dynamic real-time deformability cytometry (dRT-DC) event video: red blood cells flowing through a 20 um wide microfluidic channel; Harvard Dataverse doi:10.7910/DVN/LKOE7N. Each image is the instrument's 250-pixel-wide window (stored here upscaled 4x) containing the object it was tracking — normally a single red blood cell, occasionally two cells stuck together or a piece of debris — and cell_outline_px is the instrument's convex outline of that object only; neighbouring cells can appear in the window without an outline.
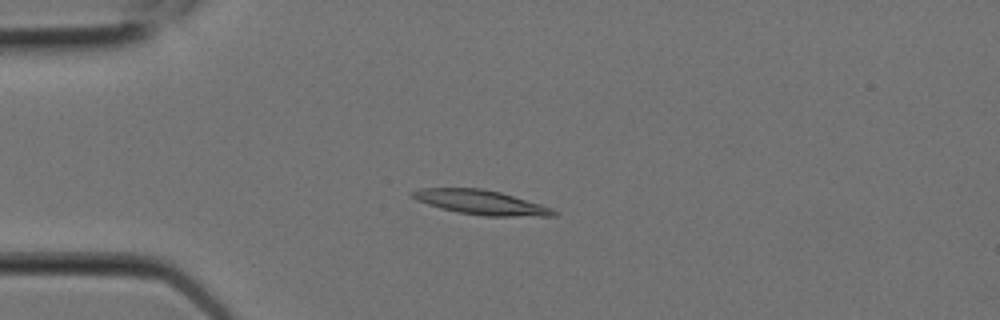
{"species": "Egyptian fruit bat (a non-hibernating species)", "species_latin": "Rousettus aegyptiacus", "temperature_condition": "room temperature", "stored_images_in_passage": 6, "camera_frame_rate_fps": 3000, "um_per_image_px": 0.085, "animal": {"sex": "female"}, "frame": {"image": 1, "passage_image": 4, "time_ms": 1.0, "image_size_px": [1000, 320], "cell_outline_px": [[560, 212], [556, 216], [484, 216], [456, 212], [440, 208], [416, 200], [408, 192], [420, 188], [484, 188], [500, 192], [540, 204], [552, 208]], "centroid_in_image_um": [40.88, 17.2], "position_along_channel_um": 44.1, "area_um2": 20.23}}
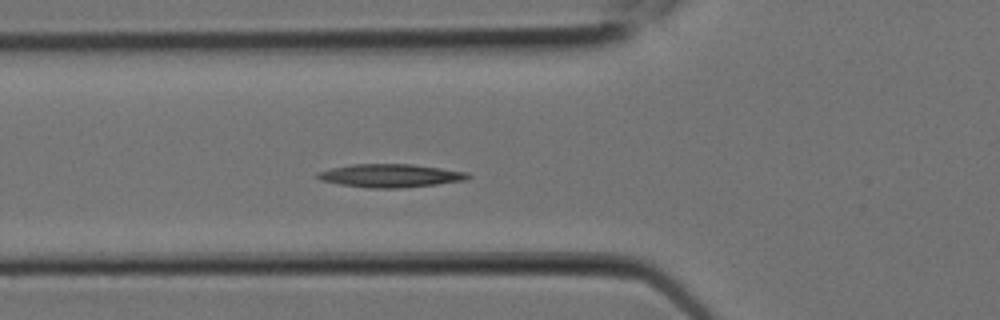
{"frame": {"image": 2, "passage_image": 6, "time_ms": 1.667, "image_size_px": [1000, 320], "cell_outline_px": [[472, 176], [468, 180], [436, 184], [400, 188], [368, 188], [340, 184], [320, 180], [316, 176], [316, 172], [332, 168], [352, 164], [412, 164], [468, 172]], "centroid_in_image_um": [33.2, 14.93], "position_along_channel_um": 92.6, "area_um2": 20.4}}